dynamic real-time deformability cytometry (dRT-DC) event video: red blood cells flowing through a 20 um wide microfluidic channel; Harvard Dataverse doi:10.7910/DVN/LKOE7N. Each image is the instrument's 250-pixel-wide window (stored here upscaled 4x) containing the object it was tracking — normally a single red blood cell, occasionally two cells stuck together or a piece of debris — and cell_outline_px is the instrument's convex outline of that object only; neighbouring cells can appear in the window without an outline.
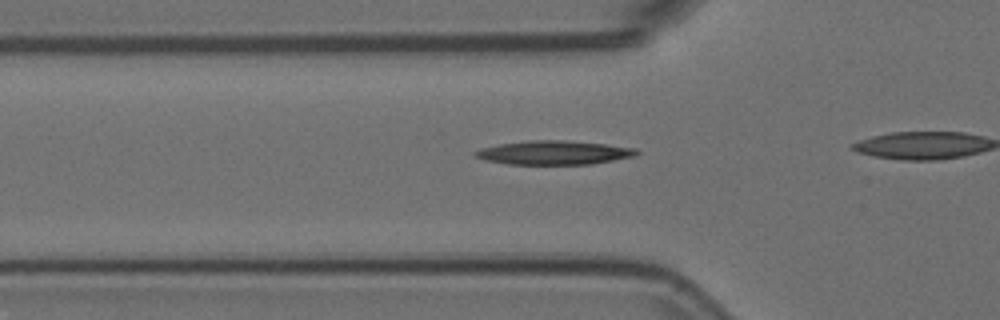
{"species": "Egyptian fruit bat (a non-hibernating species)", "species_latin": "Rousettus aegyptiacus", "temperature_condition": "room temperature", "stored_images_in_passage": 30, "camera_frame_rate_fps": 3000, "um_per_image_px": 0.085, "animal": {"sex": "female"}, "frame": {"image": 1, "passage_image": 6, "time_ms": 1.667, "image_size_px": [1000, 320], "cell_outline_px": [[640, 152], [636, 156], [592, 164], [508, 164], [484, 160], [476, 156], [472, 152], [484, 148], [500, 144], [528, 140], [564, 140], [604, 144], [636, 148]], "centroid_in_image_um": [47.12, 12.97], "position_along_channel_um": 78.7, "area_um2": 22.37}}
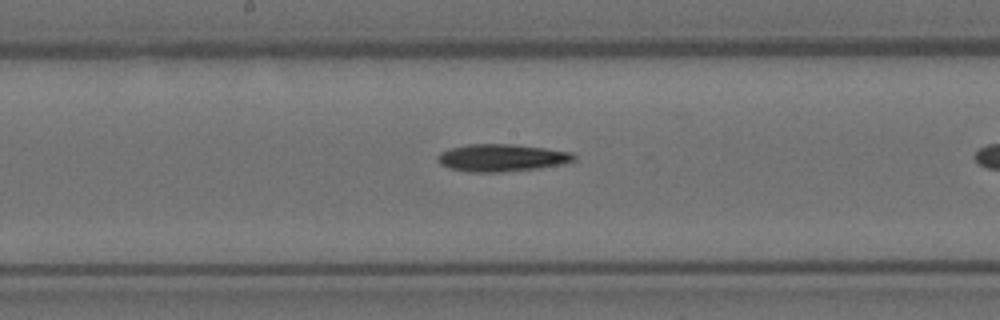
{"frame": {"image": 2, "passage_image": 16, "time_ms": 5.0, "image_size_px": [1000, 320], "cell_outline_px": [[576, 160], [560, 164], [536, 168], [496, 172], [468, 172], [448, 168], [440, 164], [436, 160], [436, 156], [440, 152], [448, 148], [468, 144], [516, 144], [572, 152], [576, 156]], "centroid_in_image_um": [42.58, 13.4], "position_along_channel_um": 205.6, "area_um2": 21.79}}
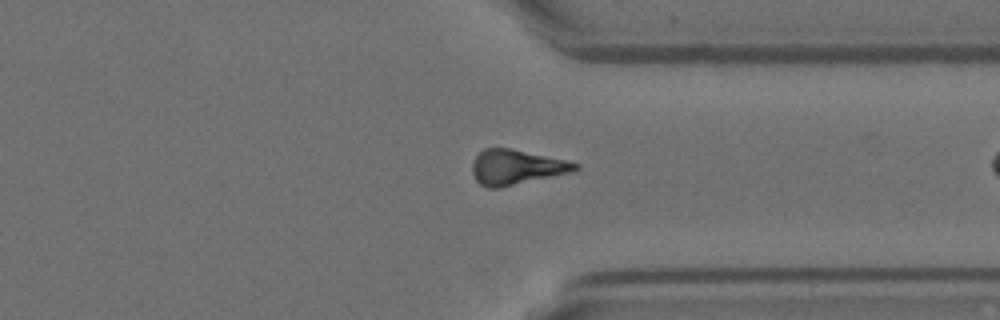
{"frame": {"image": 3, "passage_image": 29, "time_ms": 9.333, "image_size_px": [1000, 320], "cell_outline_px": [[580, 168], [572, 172], [500, 188], [488, 188], [480, 184], [476, 180], [472, 172], [472, 164], [476, 156], [484, 148], [512, 148], [568, 160], [580, 164]], "centroid_in_image_um": [43.91, 14.2], "position_along_channel_um": 367.5, "area_um2": 21.15}}